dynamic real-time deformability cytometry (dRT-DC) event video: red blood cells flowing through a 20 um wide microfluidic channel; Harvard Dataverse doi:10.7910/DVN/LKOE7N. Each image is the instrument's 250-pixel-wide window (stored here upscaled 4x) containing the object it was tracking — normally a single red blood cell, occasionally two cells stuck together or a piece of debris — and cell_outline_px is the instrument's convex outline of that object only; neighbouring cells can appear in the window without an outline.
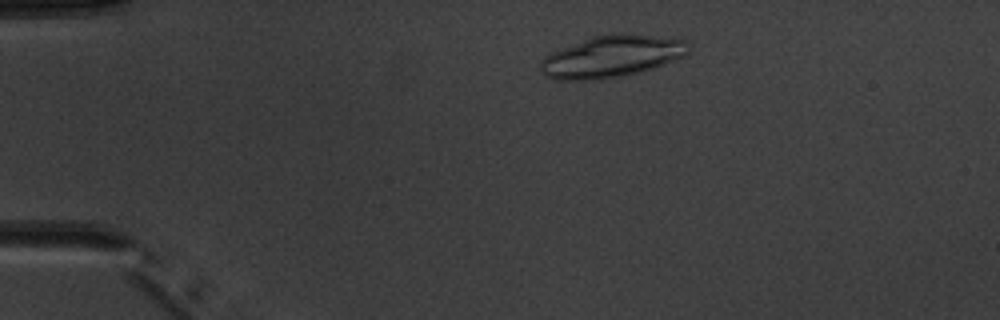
{"species": "common noctule bat (a hibernating species)", "species_latin": "Nyctalus noctula", "temperature_condition": "warm", "stored_images_in_passage": 3, "camera_frame_rate_fps": 3000, "um_per_image_px": 0.085, "animal": {"sex": "male", "body_mass_g": 20.1, "forearm_length_mm": 53.5}, "frame": {"image": 1, "passage_image": 2, "time_ms": 1.333, "image_size_px": [1000, 320], "cell_outline_px": [[688, 52], [684, 56], [644, 72], [624, 76], [596, 80], [552, 80], [544, 76], [540, 72], [540, 60], [544, 56], [552, 52], [592, 36], [612, 32], [624, 32], [660, 36], [684, 40]], "centroid_in_image_um": [51.95, 4.8], "position_along_channel_um": 33.1, "area_um2": 36.65}}